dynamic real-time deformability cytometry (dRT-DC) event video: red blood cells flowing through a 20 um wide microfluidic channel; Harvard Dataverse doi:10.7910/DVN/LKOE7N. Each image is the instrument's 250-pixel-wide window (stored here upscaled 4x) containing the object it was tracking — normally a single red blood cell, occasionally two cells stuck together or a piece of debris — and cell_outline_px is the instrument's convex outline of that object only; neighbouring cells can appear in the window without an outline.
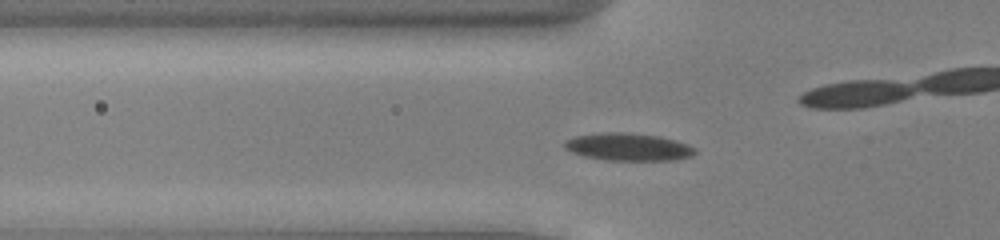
{"species": "common noctule bat (a hibernating species)", "species_latin": "Nyctalus noctula", "temperature_condition": "cold", "stored_images_in_passage": 42, "camera_frame_rate_fps": 3000, "um_per_image_px": 0.085, "animal": {"sex": "male", "body_mass_g": 13.0, "forearm_length_mm": 53.1}, "frame": {"image": 1, "passage_image": 7, "time_ms": 2.0, "image_size_px": [1000, 240], "cell_outline_px": [[696, 152], [692, 156], [672, 160], [608, 160], [584, 156], [572, 152], [564, 148], [564, 140], [576, 136], [600, 132], [624, 132], [660, 136], [676, 140], [688, 144], [696, 148]], "centroid_in_image_um": [53.41, 12.48], "position_along_channel_um": 72.4, "area_um2": 21.04}, "authors_computed_cell_mechanics": {"area_um2": 19.7965, "velocity_mm_per_s": 3.9445, "shape_relaxation_time_tau1_ms": 3.1662, "shape_relaxation_time_tau2_ms": 1.1429, "deformation_change_tau1": 0.1276, "deformation_change_tau2": 0.0682}}